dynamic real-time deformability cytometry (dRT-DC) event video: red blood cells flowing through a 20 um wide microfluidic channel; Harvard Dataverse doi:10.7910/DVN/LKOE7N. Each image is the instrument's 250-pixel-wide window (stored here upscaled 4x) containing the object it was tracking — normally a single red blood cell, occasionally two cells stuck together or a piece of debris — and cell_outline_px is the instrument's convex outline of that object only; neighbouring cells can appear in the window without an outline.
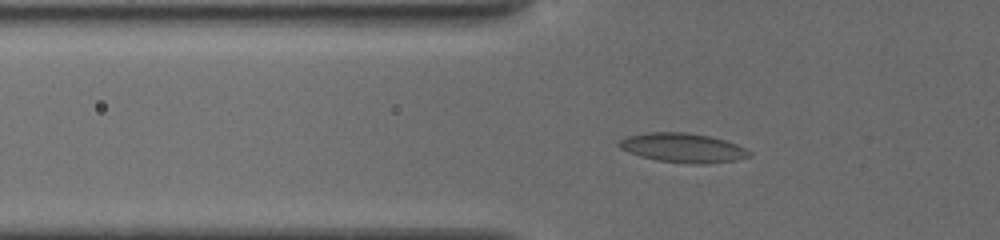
{"species": "common noctule bat (a hibernating species)", "species_latin": "Nyctalus noctula", "temperature_condition": "cold", "stored_images_in_passage": 50, "camera_frame_rate_fps": 3000, "um_per_image_px": 0.085, "animal": {"sex": "female", "body_mass_g": 19.5, "forearm_length_mm": 54.1}, "frame": {"image": 1, "passage_image": 19, "time_ms": 5.0, "image_size_px": [1000, 240], "cell_outline_px": [[752, 156], [736, 160], [704, 164], [688, 164], [656, 160], [640, 156], [628, 152], [620, 148], [616, 144], [620, 140], [628, 136], [648, 132], [684, 132], [712, 136], [736, 144], [752, 152]], "centroid_in_image_um": [58.05, 12.57], "position_along_channel_um": 67.8, "area_um2": 22.37}}
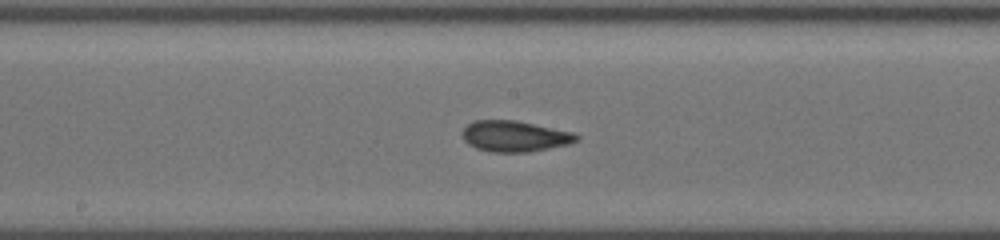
{"frame": {"image": 2, "passage_image": 32, "time_ms": 8.667, "image_size_px": [1000, 240], "cell_outline_px": [[580, 140], [568, 144], [528, 152], [488, 152], [476, 148], [468, 144], [464, 140], [464, 128], [468, 124], [476, 120], [516, 120], [572, 132], [580, 136]], "centroid_in_image_um": [43.76, 11.58], "position_along_channel_um": 204.4, "area_um2": 20.46}}
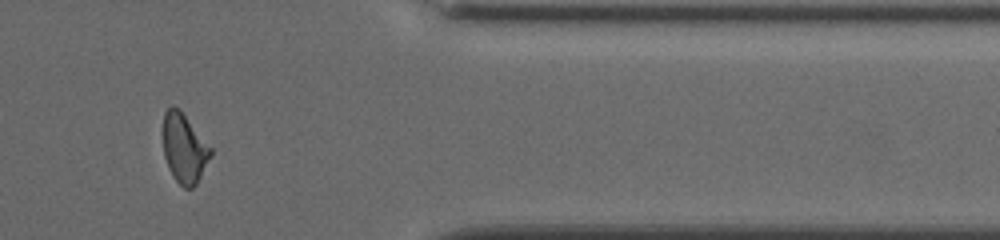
{"frame": {"image": 3, "passage_image": 44, "time_ms": 14.0, "image_size_px": [1000, 240], "cell_outline_px": [[212, 156], [196, 184], [192, 188], [184, 188], [172, 176], [168, 168], [164, 156], [160, 128], [164, 112], [172, 104], [180, 108], [212, 148]], "centroid_in_image_um": [15.62, 12.54], "position_along_channel_um": 395.8, "area_um2": 20.0}, "authors_computed_cell_mechanics": {"area_um2": 20.4612, "velocity_mm_per_s": 3.8789, "shape_relaxation_time_tau1_ms": 10.6641, "shape_relaxation_time_tau2_ms": 2.1413, "deformation_change_tau1": 0.2266, "deformation_change_tau2": 0.071}}